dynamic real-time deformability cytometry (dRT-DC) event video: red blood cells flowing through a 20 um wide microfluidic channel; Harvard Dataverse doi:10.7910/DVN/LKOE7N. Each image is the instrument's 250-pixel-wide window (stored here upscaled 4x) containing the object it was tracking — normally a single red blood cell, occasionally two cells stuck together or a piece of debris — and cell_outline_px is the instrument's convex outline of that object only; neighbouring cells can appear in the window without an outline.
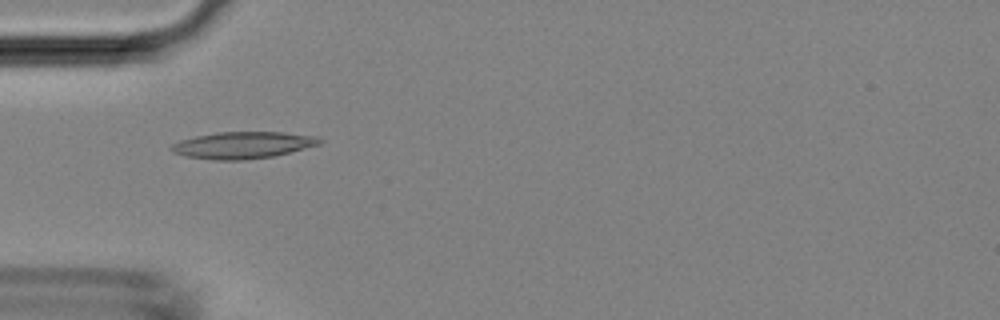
{"species": "Egyptian fruit bat (a non-hibernating species)", "species_latin": "Rousettus aegyptiacus", "temperature_condition": "room temperature", "stored_images_in_passage": 24, "camera_frame_rate_fps": 3000, "um_per_image_px": 0.085, "animal": {"sex": "female"}, "frame": {"image": 1, "passage_image": 14, "time_ms": 4.333, "image_size_px": [1000, 320], "cell_outline_px": [[324, 140], [320, 144], [276, 156], [244, 160], [212, 160], [184, 156], [172, 152], [168, 148], [172, 144], [180, 140], [196, 136], [216, 132], [284, 132], [316, 136]], "centroid_in_image_um": [20.63, 12.34], "position_along_channel_um": 64.4, "area_um2": 23.41}}
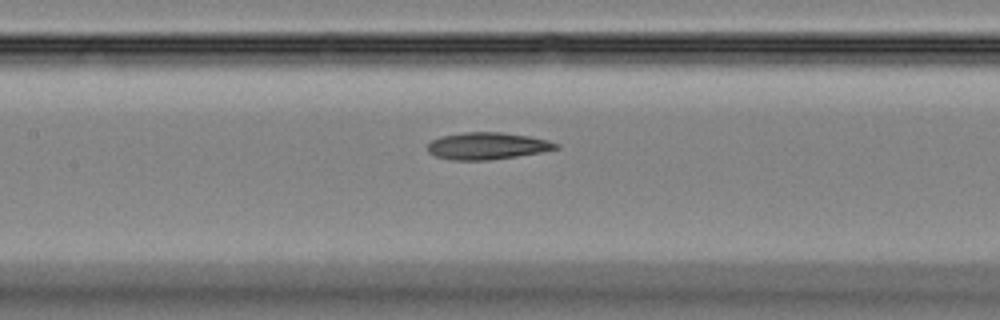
{"frame": {"image": 2, "passage_image": 21, "time_ms": 6.667, "image_size_px": [1000, 320], "cell_outline_px": [[560, 148], [540, 152], [516, 156], [488, 160], [448, 160], [436, 156], [428, 152], [428, 144], [432, 140], [440, 136], [464, 132], [500, 132], [528, 136], [548, 140], [560, 144]], "centroid_in_image_um": [41.4, 12.4], "position_along_channel_um": 166.0, "area_um2": 20.17}}